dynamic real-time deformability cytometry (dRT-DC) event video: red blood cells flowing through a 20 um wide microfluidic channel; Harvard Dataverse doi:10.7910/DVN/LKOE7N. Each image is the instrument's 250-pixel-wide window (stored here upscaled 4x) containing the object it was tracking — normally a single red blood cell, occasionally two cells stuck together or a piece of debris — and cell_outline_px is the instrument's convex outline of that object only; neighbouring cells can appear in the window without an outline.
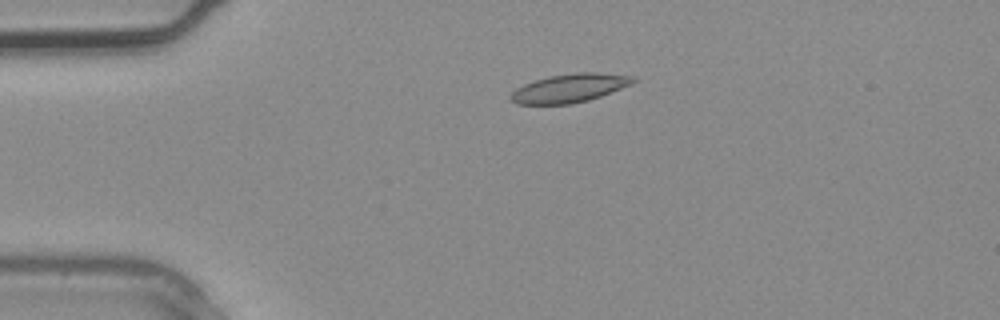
{"species": "common noctule bat (a hibernating species)", "species_latin": "Nyctalus noctula", "temperature_condition": "warm", "stored_images_in_passage": 4, "camera_frame_rate_fps": 3000, "um_per_image_px": 0.085, "animal": {"sex": "male", "body_mass_g": 20.4}, "frame": {"image": 1, "passage_image": 3, "time_ms": 0.667, "image_size_px": [1000, 320], "cell_outline_px": [[636, 80], [632, 84], [600, 96], [588, 100], [568, 104], [516, 104], [508, 96], [516, 88], [524, 84], [548, 76], [576, 72], [596, 72], [632, 76]], "centroid_in_image_um": [48.39, 7.48], "position_along_channel_um": 36.6, "area_um2": 20.23}}
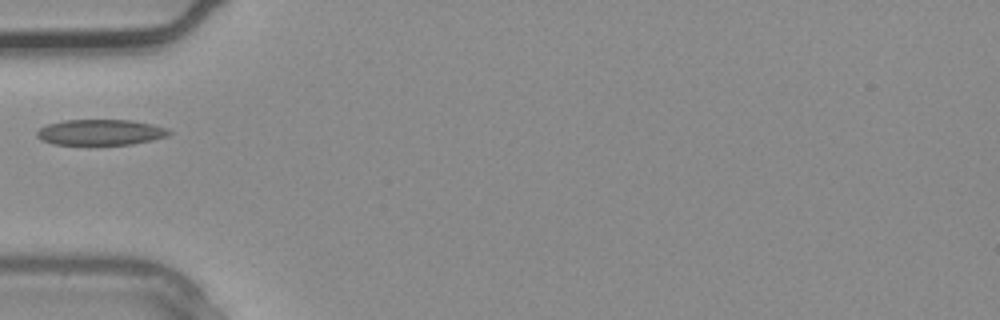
{"frame": {"image": 2, "passage_image": 4, "time_ms": 1.0, "image_size_px": [1000, 320], "cell_outline_px": [[172, 132], [168, 136], [152, 140], [132, 144], [56, 144], [44, 140], [36, 136], [36, 132], [40, 128], [48, 124], [64, 120], [132, 120], [152, 124], [168, 128]], "centroid_in_image_um": [8.59, 11.23], "position_along_channel_um": 76.4, "area_um2": 19.65}}